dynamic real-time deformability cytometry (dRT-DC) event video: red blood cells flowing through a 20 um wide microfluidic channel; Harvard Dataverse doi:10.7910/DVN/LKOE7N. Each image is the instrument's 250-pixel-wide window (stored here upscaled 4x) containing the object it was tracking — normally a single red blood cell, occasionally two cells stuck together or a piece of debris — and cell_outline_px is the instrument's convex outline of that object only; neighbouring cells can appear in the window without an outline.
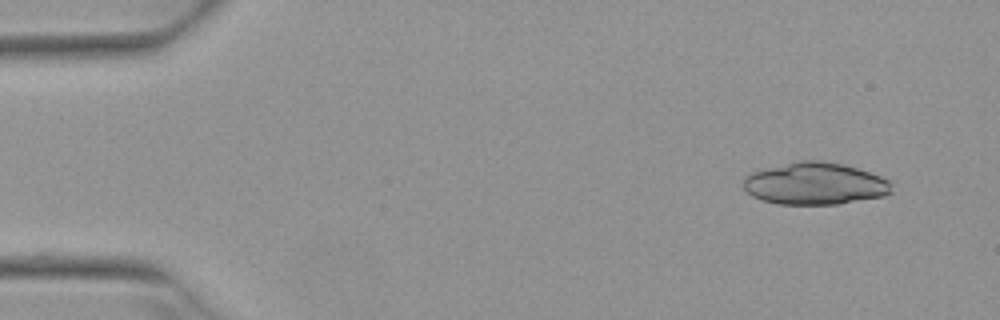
{"species": "Egyptian fruit bat (a non-hibernating species)", "species_latin": "Rousettus aegyptiacus", "temperature_condition": "warm", "stored_images_in_passage": 3, "camera_frame_rate_fps": 3000, "um_per_image_px": 0.085, "animal": {"sex": "female"}, "frame": {"image": 1, "passage_image": 1, "time_ms": 0.0, "image_size_px": [1000, 320], "cell_outline_px": [[892, 192], [884, 196], [840, 204], [776, 204], [760, 200], [752, 196], [744, 188], [744, 176], [752, 172], [800, 160], [824, 160], [844, 164], [892, 180]], "centroid_in_image_um": [69.3, 15.61], "position_along_channel_um": 15.7, "area_um2": 36.59}}